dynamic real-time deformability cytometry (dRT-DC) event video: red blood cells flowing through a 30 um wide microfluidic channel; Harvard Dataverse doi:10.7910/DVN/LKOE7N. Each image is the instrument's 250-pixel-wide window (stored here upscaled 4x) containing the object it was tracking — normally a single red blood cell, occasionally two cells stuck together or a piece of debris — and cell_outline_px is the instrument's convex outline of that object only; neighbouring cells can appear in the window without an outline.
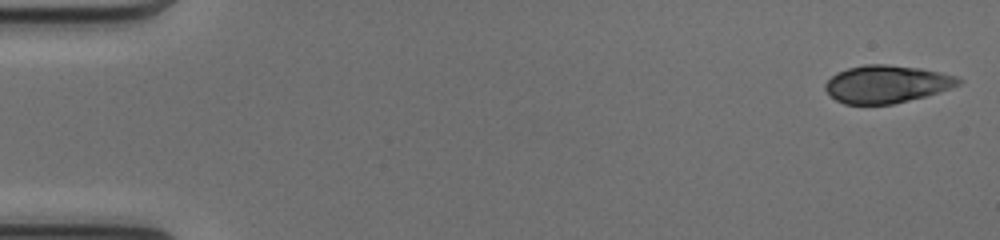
{"species": "common noctule bat (a hibernating species)", "species_latin": "Nyctalus noctula", "temperature_condition": "cold", "stored_images_in_passage": 49, "camera_frame_rate_fps": 3000, "um_per_image_px": 0.085, "animal": {"sex": "female", "body_mass_g": 17.0, "forearm_length_mm": 48.0}, "frame": {"image": 1, "passage_image": 1, "time_ms": 0.0, "image_size_px": [1000, 240], "cell_outline_px": [[964, 80], [960, 84], [952, 88], [940, 92], [892, 104], [844, 104], [836, 100], [824, 88], [824, 84], [836, 72], [848, 68], [864, 64], [884, 64], [920, 68], [940, 72], [956, 76]], "centroid_in_image_um": [75.37, 7.14], "position_along_channel_um": 9.6, "area_um2": 29.19}}
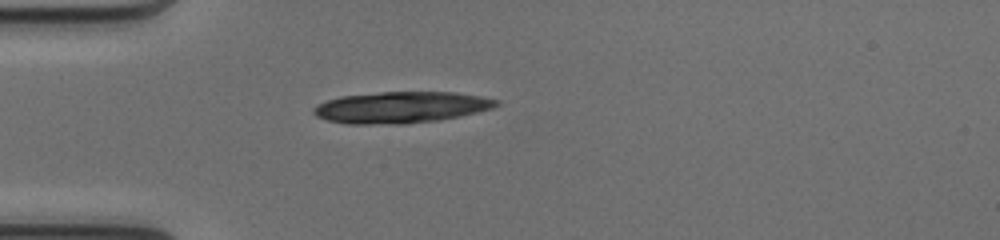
{"frame": {"image": 2, "passage_image": 14, "time_ms": 4.333, "image_size_px": [1000, 240], "cell_outline_px": [[500, 104], [492, 108], [460, 116], [440, 120], [404, 124], [344, 124], [328, 120], [316, 116], [312, 112], [312, 108], [316, 104], [340, 96], [380, 92], [456, 92], [480, 96], [500, 100]], "centroid_in_image_um": [34.07, 9.12], "position_along_channel_um": 50.9, "area_um2": 33.64}}